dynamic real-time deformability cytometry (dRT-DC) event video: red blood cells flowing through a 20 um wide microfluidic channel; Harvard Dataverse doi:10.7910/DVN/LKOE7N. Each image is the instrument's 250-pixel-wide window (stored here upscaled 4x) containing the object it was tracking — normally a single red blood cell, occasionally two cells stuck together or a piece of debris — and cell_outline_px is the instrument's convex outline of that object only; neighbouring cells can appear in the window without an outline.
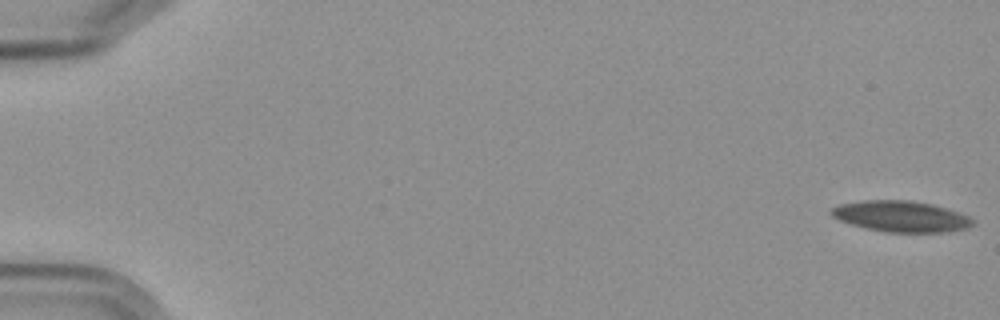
{"species": "Egyptian fruit bat (a non-hibernating species)", "species_latin": "Rousettus aegyptiacus", "temperature_condition": "cold", "stored_images_in_passage": 7, "camera_frame_rate_fps": 3000, "um_per_image_px": 0.085, "frame": {"image": 1, "passage_image": 1, "time_ms": 0.0, "image_size_px": [1000, 320], "cell_outline_px": [[976, 224], [968, 228], [948, 232], [884, 232], [852, 224], [840, 220], [832, 216], [828, 212], [832, 208], [840, 204], [864, 200], [908, 200], [932, 204], [968, 216], [976, 220]], "centroid_in_image_um": [76.61, 18.4], "position_along_channel_um": 8.4, "area_um2": 25.49}}
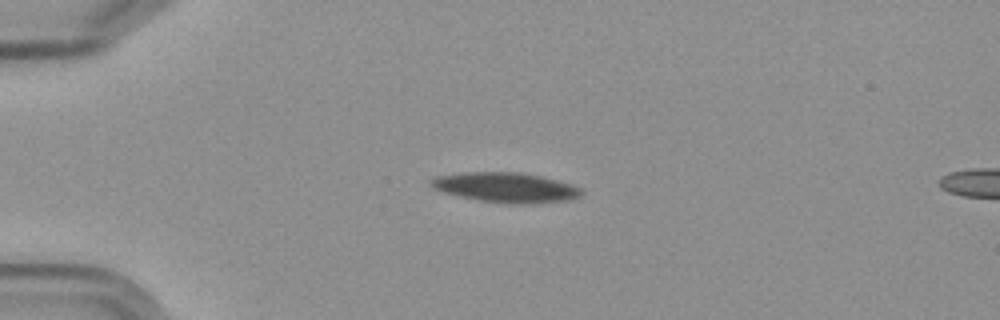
{"frame": {"image": 2, "passage_image": 5, "time_ms": 4.667, "image_size_px": [1000, 320], "cell_outline_px": [[584, 192], [580, 196], [572, 200], [536, 204], [508, 204], [480, 200], [460, 196], [444, 192], [432, 188], [428, 184], [428, 180], [436, 176], [464, 172], [516, 172], [540, 176], [572, 184], [580, 188]], "centroid_in_image_um": [43.0, 15.94], "position_along_channel_um": 42.0, "area_um2": 26.47}}
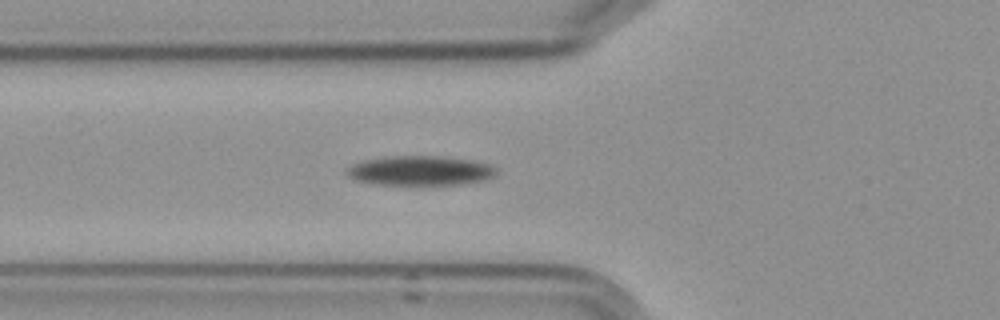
{"frame": {"image": 3, "passage_image": 7, "time_ms": 7.0, "image_size_px": [1000, 320], "cell_outline_px": [[500, 172], [496, 176], [488, 180], [460, 184], [372, 184], [356, 180], [348, 176], [344, 172], [348, 168], [364, 160], [388, 156], [444, 156], [476, 160], [488, 164], [496, 168]], "centroid_in_image_um": [35.8, 14.5], "position_along_channel_um": 90.0, "area_um2": 26.01}}